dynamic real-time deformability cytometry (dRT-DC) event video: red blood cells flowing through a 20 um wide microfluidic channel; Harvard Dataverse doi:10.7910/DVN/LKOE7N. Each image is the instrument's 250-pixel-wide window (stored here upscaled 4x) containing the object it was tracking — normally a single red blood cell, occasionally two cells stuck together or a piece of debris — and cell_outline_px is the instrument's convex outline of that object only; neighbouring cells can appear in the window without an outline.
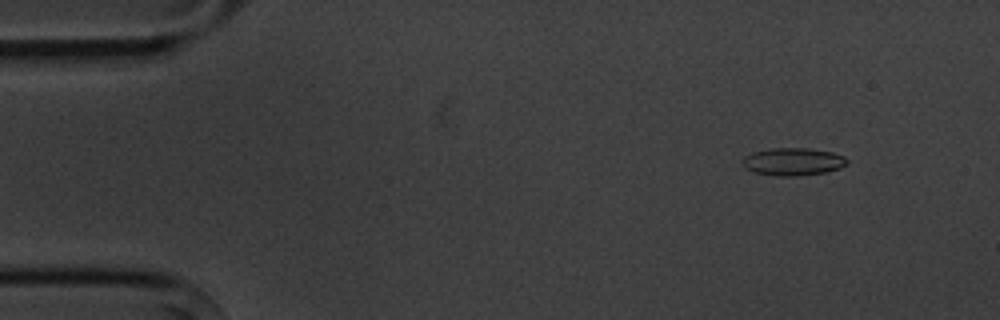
{"species": "common noctule bat (a hibernating species)", "species_latin": "Nyctalus noctula", "temperature_condition": "cold", "stored_images_in_passage": 3, "camera_frame_rate_fps": 3000, "um_per_image_px": 0.085, "animal": {"sex": "male", "body_mass_g": 20.1, "forearm_length_mm": 53.5}, "frame": {"image": 1, "passage_image": 1, "time_ms": 0.0, "image_size_px": [1000, 320], "cell_outline_px": [[848, 164], [840, 168], [824, 172], [800, 176], [776, 176], [752, 172], [744, 168], [740, 164], [740, 160], [744, 156], [752, 152], [772, 148], [808, 148], [832, 152], [844, 156], [848, 160]], "centroid_in_image_um": [67.35, 13.74], "position_along_channel_um": 17.6, "area_um2": 17.17}}